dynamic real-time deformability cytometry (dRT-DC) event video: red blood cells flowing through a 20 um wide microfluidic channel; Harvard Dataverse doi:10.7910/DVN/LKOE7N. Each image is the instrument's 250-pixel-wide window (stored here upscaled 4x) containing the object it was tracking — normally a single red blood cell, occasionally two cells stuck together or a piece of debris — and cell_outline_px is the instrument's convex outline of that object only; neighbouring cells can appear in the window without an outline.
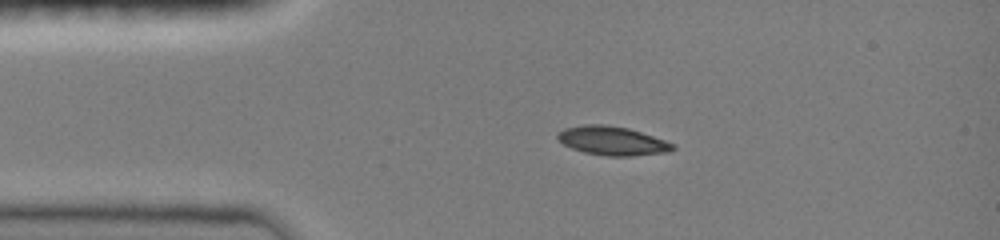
{"species": "common noctule bat (a hibernating species)", "species_latin": "Nyctalus noctula", "temperature_condition": "room temperature", "stored_images_in_passage": 11, "camera_frame_rate_fps": 3000, "um_per_image_px": 0.085, "animal": {"sex": "female", "body_mass_g": 19.0, "forearm_length_mm": 51.5}, "frame": {"image": 1, "passage_image": 1, "time_ms": 0.0, "image_size_px": [1000, 240], "cell_outline_px": [[676, 148], [668, 152], [632, 156], [604, 156], [584, 152], [572, 148], [564, 144], [556, 136], [556, 132], [564, 128], [584, 124], [604, 124], [628, 128], [676, 144]], "centroid_in_image_um": [52.04, 11.97], "position_along_channel_um": 33.0, "area_um2": 19.42}}
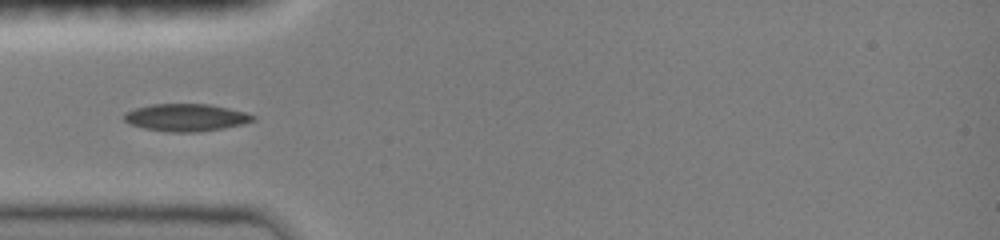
{"frame": {"image": 2, "passage_image": 10, "time_ms": 1.667, "image_size_px": [1000, 240], "cell_outline_px": [[256, 120], [244, 124], [224, 128], [196, 132], [168, 132], [144, 128], [132, 124], [124, 120], [124, 112], [136, 108], [152, 104], [208, 104], [228, 108], [244, 112], [256, 116]], "centroid_in_image_um": [15.84, 9.99], "position_along_channel_um": 69.2, "area_um2": 20.52}}